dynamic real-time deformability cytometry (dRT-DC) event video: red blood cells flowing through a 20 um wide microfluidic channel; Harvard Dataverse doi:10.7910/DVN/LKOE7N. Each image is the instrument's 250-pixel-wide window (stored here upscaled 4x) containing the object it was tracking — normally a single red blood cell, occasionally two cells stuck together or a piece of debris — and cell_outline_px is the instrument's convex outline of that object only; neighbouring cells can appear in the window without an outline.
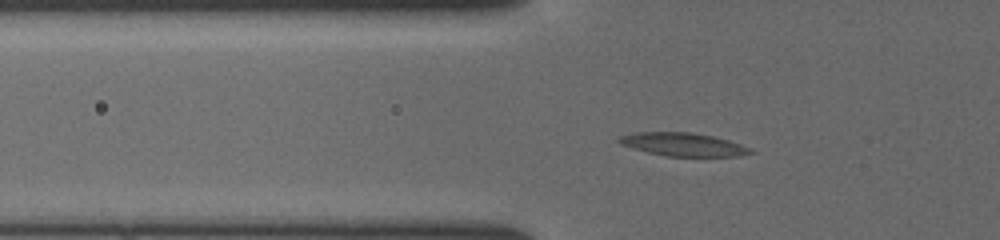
{"species": "common noctule bat (a hibernating species)", "species_latin": "Nyctalus noctula", "temperature_condition": "cold", "stored_images_in_passage": 43, "camera_frame_rate_fps": 3000, "um_per_image_px": 0.085, "animal": {"sex": "female", "body_mass_g": 19.5, "forearm_length_mm": 54.1}, "frame": {"image": 1, "passage_image": 10, "time_ms": 3.0, "image_size_px": [1000, 240], "cell_outline_px": [[756, 152], [740, 156], [664, 156], [648, 152], [620, 144], [616, 140], [620, 136], [636, 132], [688, 132], [712, 136], [728, 140], [752, 148]], "centroid_in_image_um": [58.08, 12.28], "position_along_channel_um": 67.7, "area_um2": 17.74}}
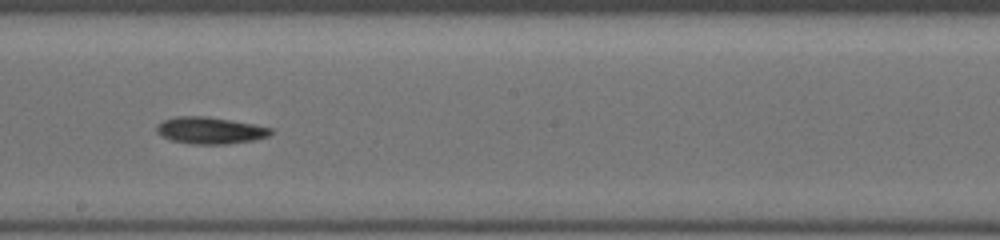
{"frame": {"image": 2, "passage_image": 22, "time_ms": 7.0, "image_size_px": [1000, 240], "cell_outline_px": [[272, 132], [268, 136], [252, 140], [228, 144], [192, 144], [168, 140], [160, 136], [156, 132], [156, 128], [164, 120], [176, 116], [208, 116], [252, 124], [272, 128]], "centroid_in_image_um": [17.81, 11.09], "position_along_channel_um": 230.4, "area_um2": 17.8}}
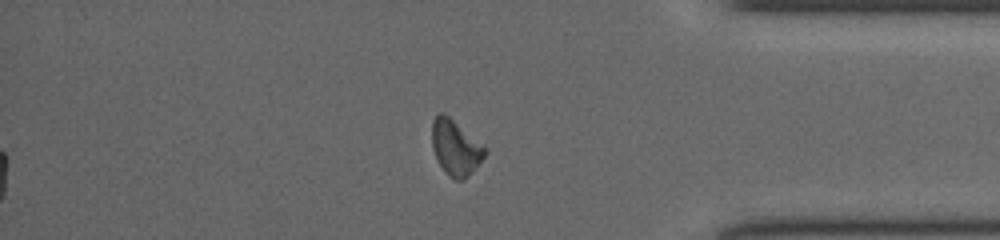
{"frame": {"image": 3, "passage_image": 35, "time_ms": 11.333, "image_size_px": [1000, 240], "cell_outline_px": [[488, 148], [484, 156], [468, 176], [464, 180], [452, 180], [448, 176], [436, 160], [432, 148], [432, 120], [440, 112], [448, 116]], "centroid_in_image_um": [38.7, 12.57], "position_along_channel_um": 396.5, "area_um2": 17.05}}